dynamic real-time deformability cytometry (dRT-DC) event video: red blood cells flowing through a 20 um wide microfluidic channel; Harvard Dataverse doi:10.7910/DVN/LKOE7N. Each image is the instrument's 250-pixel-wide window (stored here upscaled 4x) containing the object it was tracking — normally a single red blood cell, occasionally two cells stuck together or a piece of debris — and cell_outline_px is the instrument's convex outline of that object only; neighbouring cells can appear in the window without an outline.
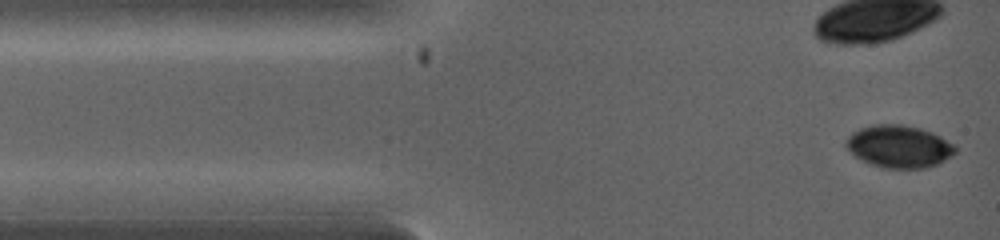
{"species": "common noctule bat (a hibernating species)", "species_latin": "Nyctalus noctula", "temperature_condition": "warm", "stored_images_in_passage": 2, "camera_frame_rate_fps": 5000, "um_per_image_px": 0.085, "animal": {"sex": "female", "body_mass_g": 19.0, "forearm_length_mm": 53.3}, "frame": {"image": 1, "passage_image": 1, "time_ms": 0.0, "image_size_px": [1000, 240], "cell_outline_px": [[956, 152], [944, 160], [928, 168], [884, 168], [872, 164], [856, 156], [844, 144], [844, 140], [852, 132], [860, 128], [872, 124], [900, 124], [920, 128], [932, 132], [956, 144]], "centroid_in_image_um": [76.43, 12.43], "position_along_channel_um": 8.6, "area_um2": 26.99}}